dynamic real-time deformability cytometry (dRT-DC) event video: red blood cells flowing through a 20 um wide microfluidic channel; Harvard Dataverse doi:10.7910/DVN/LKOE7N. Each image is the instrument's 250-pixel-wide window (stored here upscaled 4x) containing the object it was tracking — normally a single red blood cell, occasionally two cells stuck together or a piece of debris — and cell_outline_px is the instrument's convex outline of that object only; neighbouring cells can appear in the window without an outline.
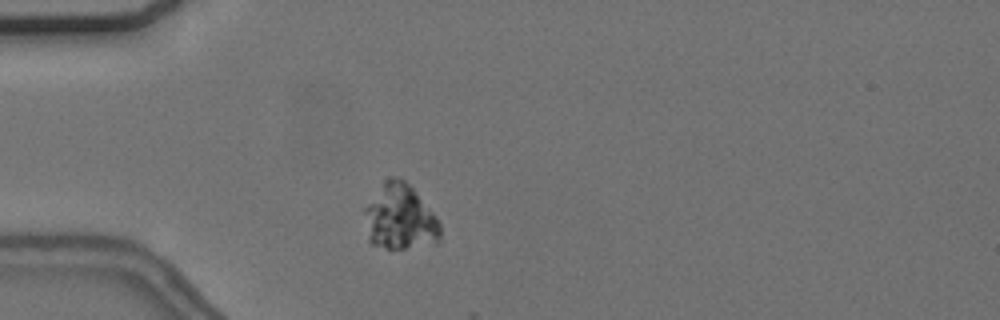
{"species": "common noctule bat (a hibernating species)", "species_latin": "Nyctalus noctula", "temperature_condition": "cold", "stored_images_in_passage": 36, "camera_frame_rate_fps": 3000, "um_per_image_px": 0.085, "animal": {"sex": "female", "body_mass_g": 24.6, "forearm_length_mm": 56.2}, "frame": {"image": 1, "passage_image": 5, "time_ms": 1.333, "image_size_px": [1000, 320], "cell_outline_px": [[440, 240], [436, 244], [404, 248], [384, 248], [372, 244], [368, 240], [364, 212], [364, 208], [384, 180], [392, 176], [404, 180], [412, 188], [436, 216], [440, 224]], "centroid_in_image_um": [33.99, 18.49], "position_along_channel_um": 51.0, "area_um2": 28.78}}
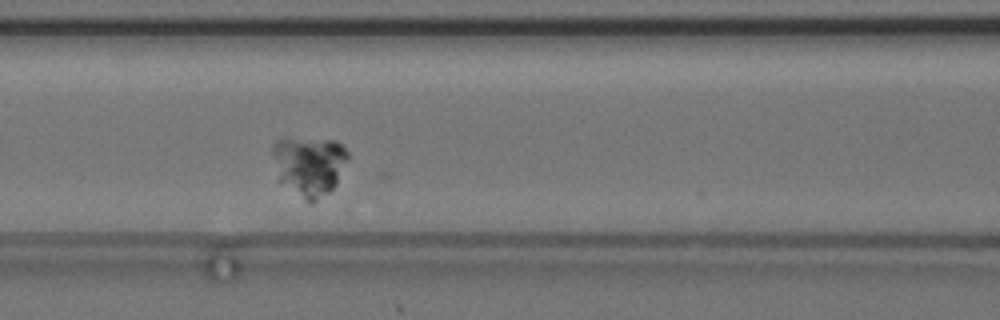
{"frame": {"image": 2, "passage_image": 14, "time_ms": 4.333, "image_size_px": [1000, 320], "cell_outline_px": [[348, 160], [336, 184], [328, 192], [312, 204], [308, 204], [280, 180], [272, 152], [272, 144], [276, 140], [284, 136], [288, 136], [336, 140], [348, 152]], "centroid_in_image_um": [26.29, 14.03], "position_along_channel_um": 140.3, "area_um2": 26.47}}